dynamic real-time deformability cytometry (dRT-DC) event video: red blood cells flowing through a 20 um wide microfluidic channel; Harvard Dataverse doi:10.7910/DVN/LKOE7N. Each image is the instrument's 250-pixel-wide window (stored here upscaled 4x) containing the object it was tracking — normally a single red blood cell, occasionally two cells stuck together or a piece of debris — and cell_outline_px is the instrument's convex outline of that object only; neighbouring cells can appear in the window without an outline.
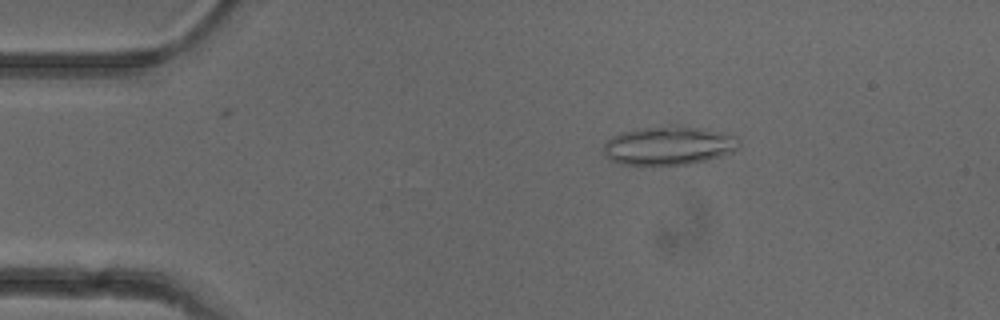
{"species": "common noctule bat (a hibernating species)", "species_latin": "Nyctalus noctula", "temperature_condition": "cold", "stored_images_in_passage": 6, "camera_frame_rate_fps": 3000, "um_per_image_px": 0.085, "animal": {"sex": "female"}, "frame": {"image": 1, "passage_image": 3, "time_ms": 2.333, "image_size_px": [1000, 320], "cell_outline_px": [[740, 148], [732, 152], [720, 156], [688, 164], [620, 164], [604, 156], [604, 144], [612, 136], [620, 132], [668, 124], [676, 124], [736, 136], [740, 140]], "centroid_in_image_um": [56.83, 12.36], "position_along_channel_um": 28.2, "area_um2": 30.35}}